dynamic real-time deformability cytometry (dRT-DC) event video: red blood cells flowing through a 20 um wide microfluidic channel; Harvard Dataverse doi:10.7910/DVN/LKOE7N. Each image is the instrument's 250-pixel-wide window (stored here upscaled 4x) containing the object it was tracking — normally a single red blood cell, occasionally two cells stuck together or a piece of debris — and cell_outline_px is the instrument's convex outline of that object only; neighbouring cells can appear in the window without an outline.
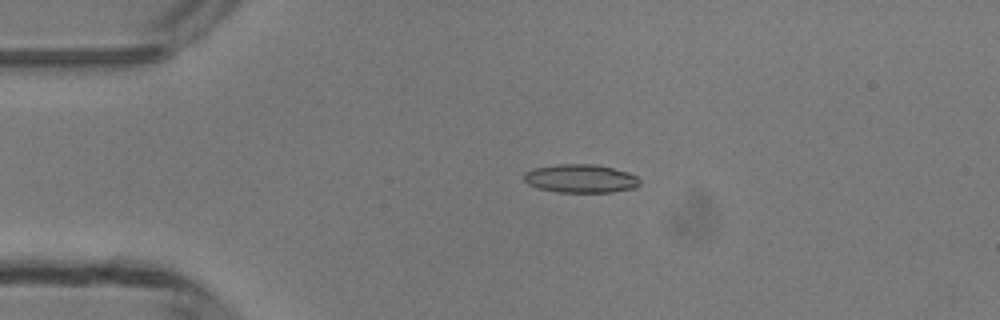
{"species": "common noctule bat (a hibernating species)", "species_latin": "Nyctalus noctula", "temperature_condition": "room temperature", "stored_images_in_passage": 48, "camera_frame_rate_fps": 3000, "um_per_image_px": 0.085, "animal": {"sex": "male", "body_mass_g": 13.3}, "frame": {"image": 1, "passage_image": 10, "time_ms": 3.0, "image_size_px": [1000, 320], "cell_outline_px": [[640, 184], [632, 188], [612, 192], [556, 192], [540, 188], [528, 184], [524, 180], [524, 172], [536, 168], [560, 164], [596, 164], [628, 172], [636, 176], [640, 180]], "centroid_in_image_um": [49.36, 15.17], "position_along_channel_um": 35.6, "area_um2": 19.02}}
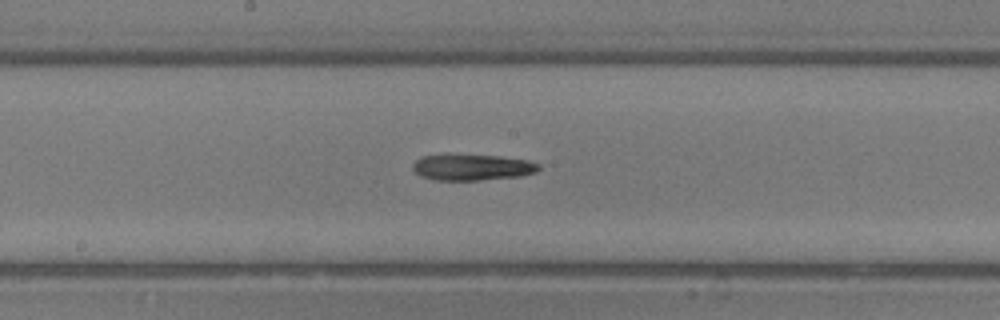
{"frame": {"image": 2, "passage_image": 25, "time_ms": 8.0, "image_size_px": [1000, 320], "cell_outline_px": [[540, 168], [536, 172], [520, 176], [480, 180], [436, 180], [420, 176], [412, 168], [412, 164], [420, 156], [500, 156], [528, 160], [540, 164]], "centroid_in_image_um": [40.16, 14.24], "position_along_channel_um": 208.0, "area_um2": 18.79}}
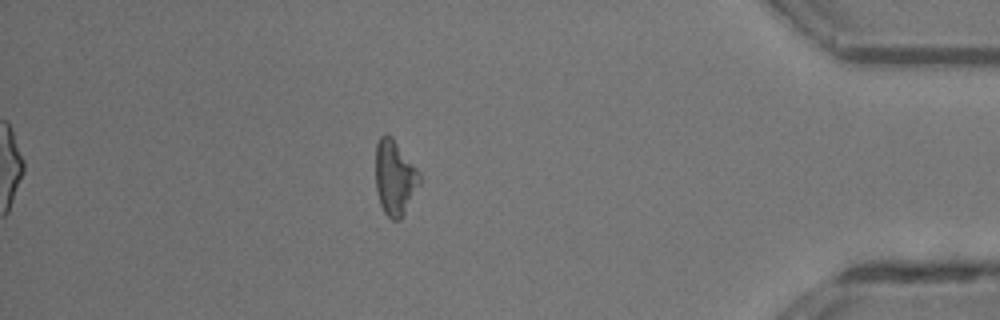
{"frame": {"image": 3, "passage_image": 42, "time_ms": 13.667, "image_size_px": [1000, 320], "cell_outline_px": [[420, 184], [400, 220], [392, 220], [384, 212], [380, 204], [376, 188], [376, 144], [380, 136], [384, 132], [388, 132], [392, 136], [420, 172]], "centroid_in_image_um": [33.55, 15.06], "position_along_channel_um": 401.7, "area_um2": 19.31}, "authors_computed_cell_mechanics": {"area_um2": 19.0162, "velocity_mm_per_s": 4.194, "shape_relaxation_time_tau1_ms": 6.5154, "shape_relaxation_time_tau2_ms": null, "deformation_change_tau1": 0.2119, "deformation_change_tau2": null}}